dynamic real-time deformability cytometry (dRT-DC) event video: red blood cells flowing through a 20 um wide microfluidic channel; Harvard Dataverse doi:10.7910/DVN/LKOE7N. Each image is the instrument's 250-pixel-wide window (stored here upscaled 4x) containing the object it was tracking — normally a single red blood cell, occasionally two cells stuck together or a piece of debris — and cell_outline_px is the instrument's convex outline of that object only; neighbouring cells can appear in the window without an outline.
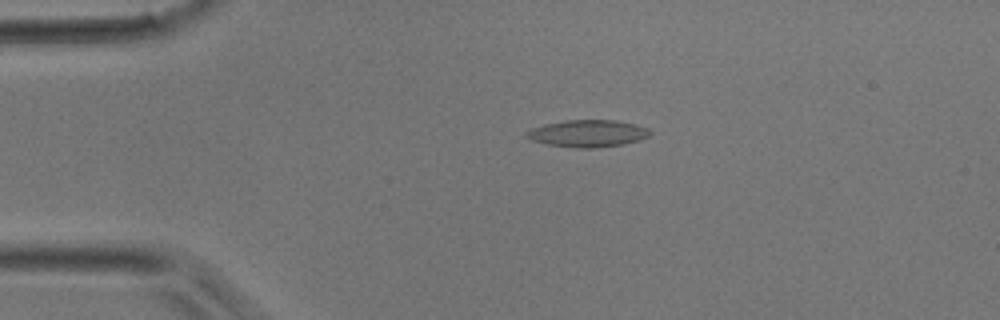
{"species": "common noctule bat (a hibernating species)", "species_latin": "Nyctalus noctula", "temperature_condition": "room temperature", "stored_images_in_passage": 2, "camera_frame_rate_fps": 3000, "um_per_image_px": 0.085, "animal": {"sex": "male", "body_mass_g": 17.9}, "frame": {"image": 1, "passage_image": 1, "time_ms": 0.0, "image_size_px": [1000, 320], "cell_outline_px": [[652, 132], [648, 136], [640, 140], [624, 144], [596, 148], [576, 148], [548, 144], [532, 140], [524, 136], [524, 132], [532, 128], [544, 124], [564, 120], [616, 120], [636, 124], [648, 128]], "centroid_in_image_um": [49.96, 11.34], "position_along_channel_um": 35.0, "area_um2": 19.65}}